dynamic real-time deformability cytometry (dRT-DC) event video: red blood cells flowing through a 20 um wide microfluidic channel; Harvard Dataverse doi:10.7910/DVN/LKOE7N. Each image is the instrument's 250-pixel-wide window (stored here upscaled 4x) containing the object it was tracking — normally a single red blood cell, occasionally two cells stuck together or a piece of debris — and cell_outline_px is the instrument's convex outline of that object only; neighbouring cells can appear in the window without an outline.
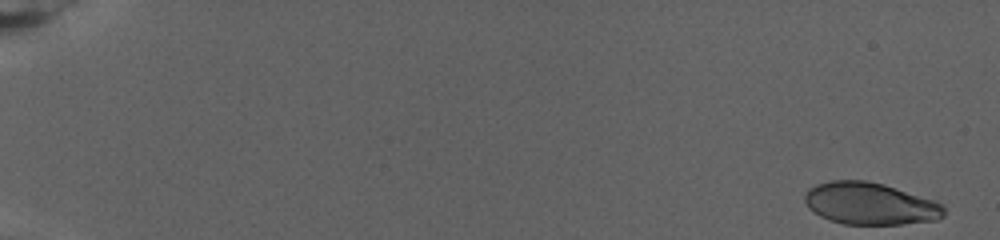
{"species": "human", "species_latin": "Homo sapiens", "temperature_condition": "warm", "stored_images_in_passage": 80, "camera_frame_rate_fps": 3000, "um_per_image_px": 0.085, "donor": {"sex": "female"}, "frame": {"image": 1, "passage_image": 1, "time_ms": 0.0, "image_size_px": [1000, 240], "cell_outline_px": [[944, 216], [936, 220], [900, 224], [844, 224], [828, 220], [820, 216], [808, 208], [804, 200], [804, 192], [808, 188], [816, 184], [832, 180], [864, 180], [884, 184], [932, 200], [940, 204], [944, 208]], "centroid_in_image_um": [73.89, 17.3], "position_along_channel_um": 11.1, "area_um2": 34.1}}
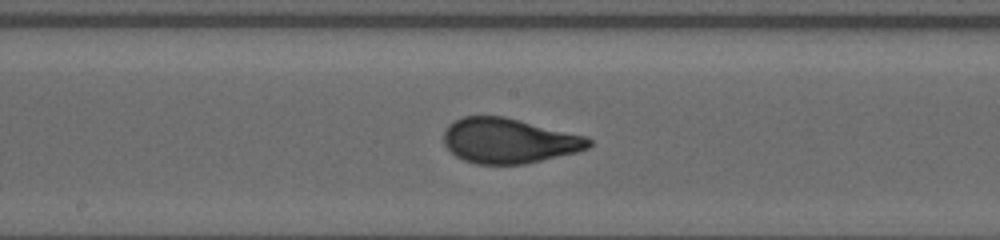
{"frame": {"image": 2, "passage_image": 45, "time_ms": 14.667, "image_size_px": [1000, 240], "cell_outline_px": [[592, 144], [588, 148], [576, 152], [524, 164], [476, 164], [464, 160], [456, 156], [444, 144], [444, 128], [448, 124], [464, 116], [504, 116], [588, 136], [592, 140]], "centroid_in_image_um": [43.26, 11.95], "position_along_channel_um": 204.9, "area_um2": 38.15}}
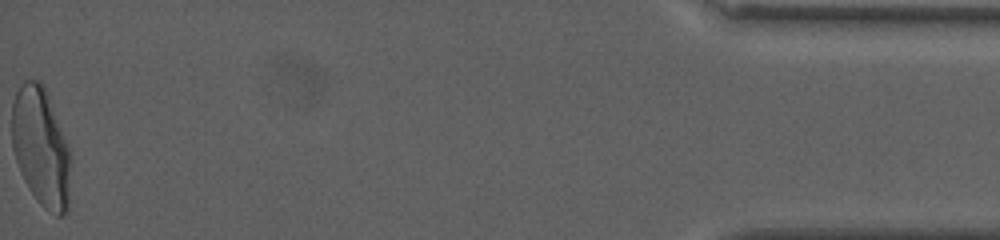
{"frame": {"image": 3, "passage_image": 80, "time_ms": 26.333, "image_size_px": [1000, 240], "cell_outline_px": [[72, 160], [68, 208], [60, 216], [56, 216], [48, 212], [40, 204], [28, 188], [20, 172], [12, 148], [12, 104], [16, 92], [24, 80], [40, 80], [44, 84], [68, 144]], "centroid_in_image_um": [3.5, 12.52], "position_along_channel_um": 431.7, "area_um2": 41.27}, "authors_computed_cell_mechanics": {"area_um2": 37.1654, "velocity_mm_per_s": 2.6531, "shape_relaxation_time_tau1_ms": 6.6576, "shape_relaxation_time_tau2_ms": null, "deformation_change_tau1": 0.2382, "deformation_change_tau2": null}}